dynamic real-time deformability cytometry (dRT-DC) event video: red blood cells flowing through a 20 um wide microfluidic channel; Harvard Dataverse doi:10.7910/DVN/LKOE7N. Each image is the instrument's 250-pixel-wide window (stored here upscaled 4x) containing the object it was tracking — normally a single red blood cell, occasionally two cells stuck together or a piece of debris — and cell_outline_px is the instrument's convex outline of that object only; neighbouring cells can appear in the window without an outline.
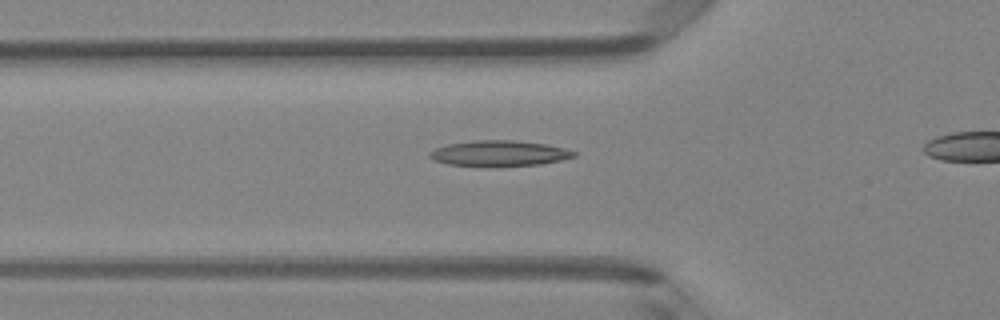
{"species": "Egyptian fruit bat (a non-hibernating species)", "species_latin": "Rousettus aegyptiacus", "temperature_condition": "room temperature", "stored_images_in_passage": 27, "camera_frame_rate_fps": 3000, "um_per_image_px": 0.085, "animal": {"sex": "female"}, "frame": {"image": 1, "passage_image": 13, "time_ms": 4.0, "image_size_px": [1000, 320], "cell_outline_px": [[576, 156], [560, 160], [540, 164], [448, 164], [436, 160], [428, 156], [428, 152], [436, 148], [448, 144], [472, 140], [512, 140], [544, 144], [564, 148], [576, 152]], "centroid_in_image_um": [42.43, 12.99], "position_along_channel_um": 83.4, "area_um2": 20.52}}
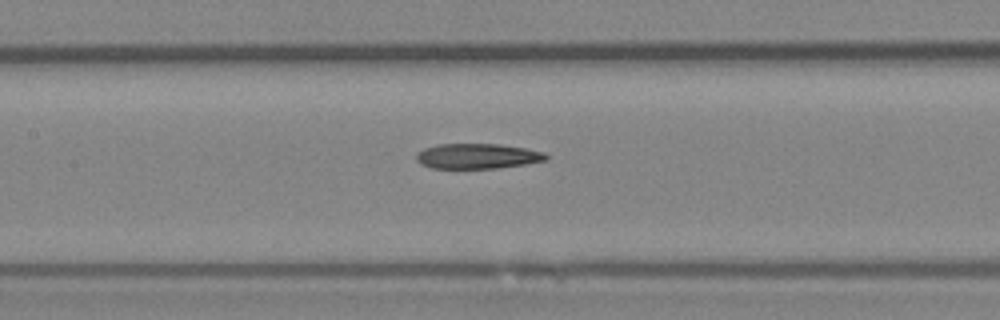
{"frame": {"image": 2, "passage_image": 19, "time_ms": 6.0, "image_size_px": [1000, 320], "cell_outline_px": [[548, 160], [524, 164], [496, 168], [432, 168], [420, 164], [416, 160], [416, 156], [424, 148], [436, 144], [500, 144], [524, 148], [544, 152], [548, 156]], "centroid_in_image_um": [40.58, 13.27], "position_along_channel_um": 166.8, "area_um2": 18.96}}
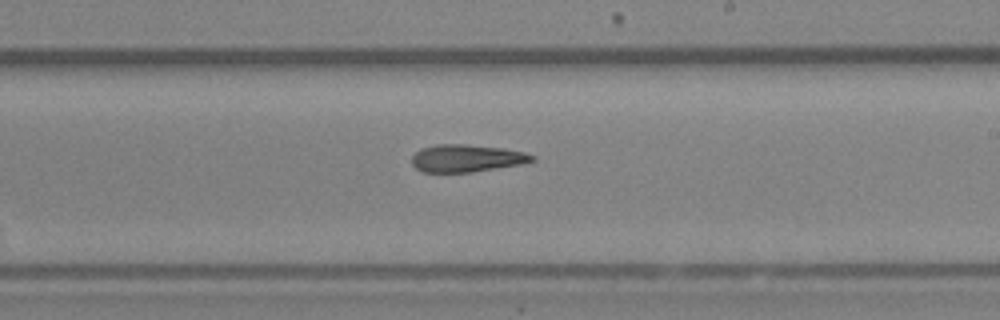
{"frame": {"image": 3, "passage_image": 25, "time_ms": 8.0, "image_size_px": [1000, 320], "cell_outline_px": [[536, 160], [520, 164], [472, 172], [424, 172], [416, 168], [412, 164], [412, 156], [420, 148], [436, 144], [464, 144], [500, 148], [524, 152], [536, 156]], "centroid_in_image_um": [39.64, 13.45], "position_along_channel_um": 249.4, "area_um2": 19.13}}